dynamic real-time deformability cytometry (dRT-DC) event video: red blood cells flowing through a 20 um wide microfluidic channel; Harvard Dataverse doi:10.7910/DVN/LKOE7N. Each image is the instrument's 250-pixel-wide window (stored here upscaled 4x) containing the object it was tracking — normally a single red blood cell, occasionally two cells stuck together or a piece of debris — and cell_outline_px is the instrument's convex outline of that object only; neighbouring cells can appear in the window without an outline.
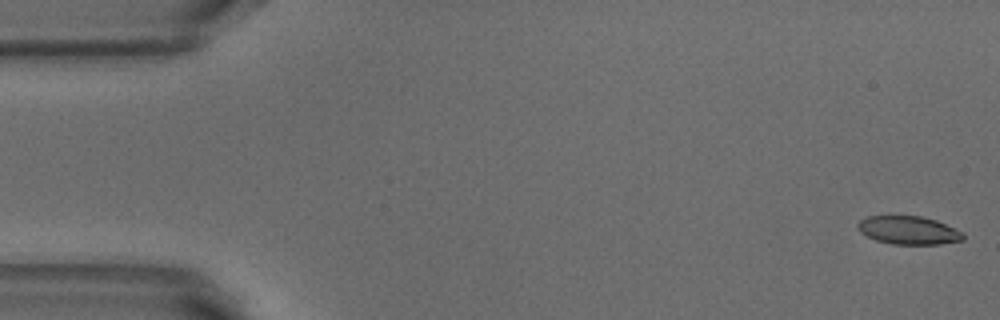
{"species": "common noctule bat (a hibernating species)", "species_latin": "Nyctalus noctula", "temperature_condition": "warm", "stored_images_in_passage": 52, "camera_frame_rate_fps": 3000, "um_per_image_px": 0.085, "animal": {"sex": "male", "body_mass_g": 18.8}, "frame": {"image": 1, "passage_image": 1, "time_ms": 0.0, "image_size_px": [1000, 320], "cell_outline_px": [[964, 240], [940, 244], [892, 244], [876, 240], [860, 232], [856, 228], [856, 224], [860, 220], [868, 216], [920, 216], [936, 220], [964, 232]], "centroid_in_image_um": [77.23, 19.57], "position_along_channel_um": 7.8, "area_um2": 17.4}}
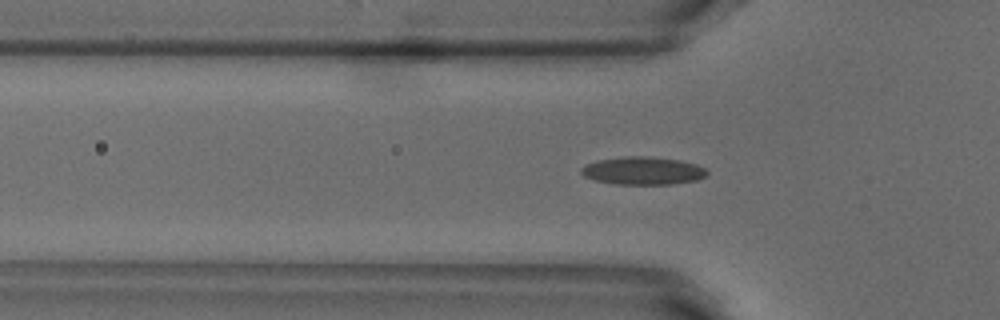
{"frame": {"image": 2, "passage_image": 16, "time_ms": 5.0, "image_size_px": [1000, 320], "cell_outline_px": [[708, 172], [704, 176], [696, 180], [672, 184], [612, 184], [596, 180], [584, 176], [580, 172], [580, 168], [584, 164], [596, 160], [624, 156], [644, 156], [680, 160], [696, 164], [704, 168]], "centroid_in_image_um": [54.59, 14.51], "position_along_channel_um": 71.2, "area_um2": 20.46}}
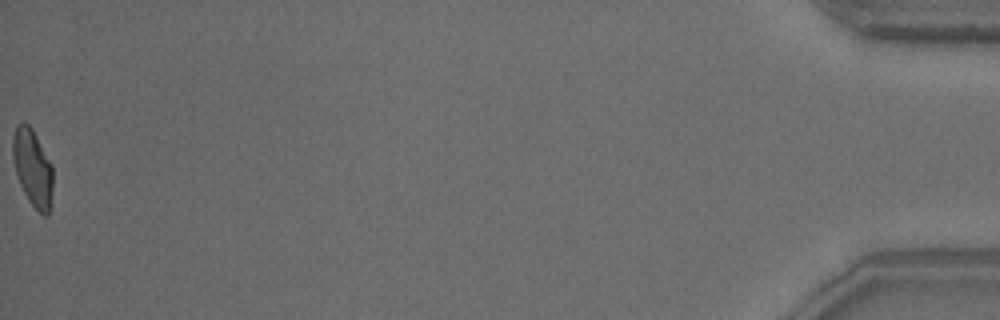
{"frame": {"image": 3, "passage_image": 52, "time_ms": 17.0, "image_size_px": [1000, 320], "cell_outline_px": [[52, 204], [48, 216], [44, 216], [28, 200], [20, 184], [16, 172], [12, 156], [12, 136], [16, 124], [28, 124], [32, 128], [52, 164]], "centroid_in_image_um": [2.78, 14.27], "position_along_channel_um": 432.4, "area_um2": 18.09}, "authors_computed_cell_mechanics": {"area_um2": 18.6116, "velocity_mm_per_s": 3.8696, "shape_relaxation_time_tau1_ms": 6.716, "shape_relaxation_time_tau2_ms": 1.1552, "deformation_change_tau1": 0.1837, "deformation_change_tau2": 0.0779}}